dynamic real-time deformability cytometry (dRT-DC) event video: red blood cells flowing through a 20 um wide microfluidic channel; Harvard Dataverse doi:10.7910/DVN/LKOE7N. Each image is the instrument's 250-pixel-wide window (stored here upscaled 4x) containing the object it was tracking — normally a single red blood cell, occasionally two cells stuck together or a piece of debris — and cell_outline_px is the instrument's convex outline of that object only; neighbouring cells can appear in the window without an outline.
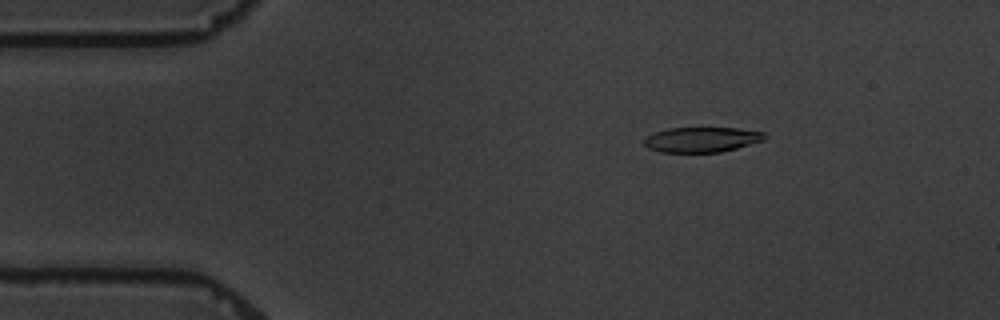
{"species": "common noctule bat (a hibernating species)", "species_latin": "Nyctalus noctula", "temperature_condition": "warm", "stored_images_in_passage": 5, "camera_frame_rate_fps": 3000, "um_per_image_px": 0.085, "animal": {"sex": "male", "body_mass_g": 19.5, "forearm_length_mm": 54.6}, "frame": {"image": 1, "passage_image": 3, "time_ms": 2.333, "image_size_px": [1000, 320], "cell_outline_px": [[764, 140], [736, 148], [720, 152], [660, 152], [648, 148], [644, 144], [644, 140], [648, 136], [656, 132], [668, 128], [736, 128], [764, 132]], "centroid_in_image_um": [59.63, 11.87], "position_along_channel_um": 25.4, "area_um2": 17.4}}